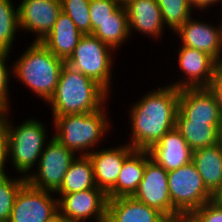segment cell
I'll list each match as a JSON object with an SVG mask.
<instances>
[{
  "label": "cell",
  "instance_id": "obj_28",
  "mask_svg": "<svg viewBox=\"0 0 222 222\" xmlns=\"http://www.w3.org/2000/svg\"><path fill=\"white\" fill-rule=\"evenodd\" d=\"M25 183L23 175L17 179L10 178L5 172L0 175V220L9 221L16 195Z\"/></svg>",
  "mask_w": 222,
  "mask_h": 222
},
{
  "label": "cell",
  "instance_id": "obj_21",
  "mask_svg": "<svg viewBox=\"0 0 222 222\" xmlns=\"http://www.w3.org/2000/svg\"><path fill=\"white\" fill-rule=\"evenodd\" d=\"M146 150H134L123 162L116 185L107 193L108 199L133 196L143 179Z\"/></svg>",
  "mask_w": 222,
  "mask_h": 222
},
{
  "label": "cell",
  "instance_id": "obj_20",
  "mask_svg": "<svg viewBox=\"0 0 222 222\" xmlns=\"http://www.w3.org/2000/svg\"><path fill=\"white\" fill-rule=\"evenodd\" d=\"M81 37L82 34L75 23L66 13L61 11L51 32L41 43L56 57L67 61Z\"/></svg>",
  "mask_w": 222,
  "mask_h": 222
},
{
  "label": "cell",
  "instance_id": "obj_32",
  "mask_svg": "<svg viewBox=\"0 0 222 222\" xmlns=\"http://www.w3.org/2000/svg\"><path fill=\"white\" fill-rule=\"evenodd\" d=\"M10 52L0 49V98L8 105V83L10 78V71L6 67V61ZM8 95V96H7Z\"/></svg>",
  "mask_w": 222,
  "mask_h": 222
},
{
  "label": "cell",
  "instance_id": "obj_6",
  "mask_svg": "<svg viewBox=\"0 0 222 222\" xmlns=\"http://www.w3.org/2000/svg\"><path fill=\"white\" fill-rule=\"evenodd\" d=\"M114 51L93 34L82 35L66 63L99 84L108 94Z\"/></svg>",
  "mask_w": 222,
  "mask_h": 222
},
{
  "label": "cell",
  "instance_id": "obj_4",
  "mask_svg": "<svg viewBox=\"0 0 222 222\" xmlns=\"http://www.w3.org/2000/svg\"><path fill=\"white\" fill-rule=\"evenodd\" d=\"M9 121L8 115L2 121L4 163L11 158L15 169L18 173L25 174L26 178L33 173H29L32 171L30 169L40 160L47 131L42 122L36 119H27L16 128Z\"/></svg>",
  "mask_w": 222,
  "mask_h": 222
},
{
  "label": "cell",
  "instance_id": "obj_16",
  "mask_svg": "<svg viewBox=\"0 0 222 222\" xmlns=\"http://www.w3.org/2000/svg\"><path fill=\"white\" fill-rule=\"evenodd\" d=\"M134 150L128 144L99 151L90 150L91 153L88 156L93 164L95 183L98 188L107 194L116 185L124 160Z\"/></svg>",
  "mask_w": 222,
  "mask_h": 222
},
{
  "label": "cell",
  "instance_id": "obj_18",
  "mask_svg": "<svg viewBox=\"0 0 222 222\" xmlns=\"http://www.w3.org/2000/svg\"><path fill=\"white\" fill-rule=\"evenodd\" d=\"M106 222H170V219L133 196H126L108 199Z\"/></svg>",
  "mask_w": 222,
  "mask_h": 222
},
{
  "label": "cell",
  "instance_id": "obj_34",
  "mask_svg": "<svg viewBox=\"0 0 222 222\" xmlns=\"http://www.w3.org/2000/svg\"><path fill=\"white\" fill-rule=\"evenodd\" d=\"M193 7L196 9H207V7H210L212 4H216L217 2H222V0H190ZM210 5V6H209Z\"/></svg>",
  "mask_w": 222,
  "mask_h": 222
},
{
  "label": "cell",
  "instance_id": "obj_29",
  "mask_svg": "<svg viewBox=\"0 0 222 222\" xmlns=\"http://www.w3.org/2000/svg\"><path fill=\"white\" fill-rule=\"evenodd\" d=\"M60 1L62 11L71 18L81 34H91L90 0Z\"/></svg>",
  "mask_w": 222,
  "mask_h": 222
},
{
  "label": "cell",
  "instance_id": "obj_33",
  "mask_svg": "<svg viewBox=\"0 0 222 222\" xmlns=\"http://www.w3.org/2000/svg\"><path fill=\"white\" fill-rule=\"evenodd\" d=\"M208 88L214 94L222 116V64H219L216 68L215 75Z\"/></svg>",
  "mask_w": 222,
  "mask_h": 222
},
{
  "label": "cell",
  "instance_id": "obj_30",
  "mask_svg": "<svg viewBox=\"0 0 222 222\" xmlns=\"http://www.w3.org/2000/svg\"><path fill=\"white\" fill-rule=\"evenodd\" d=\"M120 6L116 0H90L91 34Z\"/></svg>",
  "mask_w": 222,
  "mask_h": 222
},
{
  "label": "cell",
  "instance_id": "obj_27",
  "mask_svg": "<svg viewBox=\"0 0 222 222\" xmlns=\"http://www.w3.org/2000/svg\"><path fill=\"white\" fill-rule=\"evenodd\" d=\"M163 22L176 32L191 17L194 8L190 0H157Z\"/></svg>",
  "mask_w": 222,
  "mask_h": 222
},
{
  "label": "cell",
  "instance_id": "obj_38",
  "mask_svg": "<svg viewBox=\"0 0 222 222\" xmlns=\"http://www.w3.org/2000/svg\"><path fill=\"white\" fill-rule=\"evenodd\" d=\"M0 157H4V151H3V125H2V122H0Z\"/></svg>",
  "mask_w": 222,
  "mask_h": 222
},
{
  "label": "cell",
  "instance_id": "obj_13",
  "mask_svg": "<svg viewBox=\"0 0 222 222\" xmlns=\"http://www.w3.org/2000/svg\"><path fill=\"white\" fill-rule=\"evenodd\" d=\"M178 64L185 79L170 84L175 88H208L219 63L209 54L181 46L178 50Z\"/></svg>",
  "mask_w": 222,
  "mask_h": 222
},
{
  "label": "cell",
  "instance_id": "obj_39",
  "mask_svg": "<svg viewBox=\"0 0 222 222\" xmlns=\"http://www.w3.org/2000/svg\"><path fill=\"white\" fill-rule=\"evenodd\" d=\"M49 222H68L63 216H61L60 214H58L57 216H55L52 220H50Z\"/></svg>",
  "mask_w": 222,
  "mask_h": 222
},
{
  "label": "cell",
  "instance_id": "obj_10",
  "mask_svg": "<svg viewBox=\"0 0 222 222\" xmlns=\"http://www.w3.org/2000/svg\"><path fill=\"white\" fill-rule=\"evenodd\" d=\"M52 194L26 182L16 195L8 222H49L59 214L58 199Z\"/></svg>",
  "mask_w": 222,
  "mask_h": 222
},
{
  "label": "cell",
  "instance_id": "obj_31",
  "mask_svg": "<svg viewBox=\"0 0 222 222\" xmlns=\"http://www.w3.org/2000/svg\"><path fill=\"white\" fill-rule=\"evenodd\" d=\"M190 215L196 222H222V206L212 200L195 209Z\"/></svg>",
  "mask_w": 222,
  "mask_h": 222
},
{
  "label": "cell",
  "instance_id": "obj_25",
  "mask_svg": "<svg viewBox=\"0 0 222 222\" xmlns=\"http://www.w3.org/2000/svg\"><path fill=\"white\" fill-rule=\"evenodd\" d=\"M92 34L113 50L120 47L130 35L125 6H120L111 17L101 23Z\"/></svg>",
  "mask_w": 222,
  "mask_h": 222
},
{
  "label": "cell",
  "instance_id": "obj_5",
  "mask_svg": "<svg viewBox=\"0 0 222 222\" xmlns=\"http://www.w3.org/2000/svg\"><path fill=\"white\" fill-rule=\"evenodd\" d=\"M103 107L93 113L53 116L56 138L67 149L89 155L108 131L109 122ZM87 151V152H86Z\"/></svg>",
  "mask_w": 222,
  "mask_h": 222
},
{
  "label": "cell",
  "instance_id": "obj_2",
  "mask_svg": "<svg viewBox=\"0 0 222 222\" xmlns=\"http://www.w3.org/2000/svg\"><path fill=\"white\" fill-rule=\"evenodd\" d=\"M108 93L94 80L64 64L51 99L53 116L93 113L101 109Z\"/></svg>",
  "mask_w": 222,
  "mask_h": 222
},
{
  "label": "cell",
  "instance_id": "obj_8",
  "mask_svg": "<svg viewBox=\"0 0 222 222\" xmlns=\"http://www.w3.org/2000/svg\"><path fill=\"white\" fill-rule=\"evenodd\" d=\"M38 161L37 172L26 177V182L36 189L55 193L61 186L71 162L76 158L56 138L51 137Z\"/></svg>",
  "mask_w": 222,
  "mask_h": 222
},
{
  "label": "cell",
  "instance_id": "obj_24",
  "mask_svg": "<svg viewBox=\"0 0 222 222\" xmlns=\"http://www.w3.org/2000/svg\"><path fill=\"white\" fill-rule=\"evenodd\" d=\"M175 128L192 151L221 142V131L207 121L176 120Z\"/></svg>",
  "mask_w": 222,
  "mask_h": 222
},
{
  "label": "cell",
  "instance_id": "obj_11",
  "mask_svg": "<svg viewBox=\"0 0 222 222\" xmlns=\"http://www.w3.org/2000/svg\"><path fill=\"white\" fill-rule=\"evenodd\" d=\"M59 195V214L68 222H82L89 217H93L96 222H106L108 197L102 189L95 187Z\"/></svg>",
  "mask_w": 222,
  "mask_h": 222
},
{
  "label": "cell",
  "instance_id": "obj_9",
  "mask_svg": "<svg viewBox=\"0 0 222 222\" xmlns=\"http://www.w3.org/2000/svg\"><path fill=\"white\" fill-rule=\"evenodd\" d=\"M133 197L156 209L168 219L182 215L171 202L168 171L151 159L148 150H146V168L143 179Z\"/></svg>",
  "mask_w": 222,
  "mask_h": 222
},
{
  "label": "cell",
  "instance_id": "obj_17",
  "mask_svg": "<svg viewBox=\"0 0 222 222\" xmlns=\"http://www.w3.org/2000/svg\"><path fill=\"white\" fill-rule=\"evenodd\" d=\"M150 157L166 171H173L192 161V150L176 129L167 132L148 150Z\"/></svg>",
  "mask_w": 222,
  "mask_h": 222
},
{
  "label": "cell",
  "instance_id": "obj_7",
  "mask_svg": "<svg viewBox=\"0 0 222 222\" xmlns=\"http://www.w3.org/2000/svg\"><path fill=\"white\" fill-rule=\"evenodd\" d=\"M168 184L172 205L182 215H190L195 209L213 199L192 161L169 171Z\"/></svg>",
  "mask_w": 222,
  "mask_h": 222
},
{
  "label": "cell",
  "instance_id": "obj_41",
  "mask_svg": "<svg viewBox=\"0 0 222 222\" xmlns=\"http://www.w3.org/2000/svg\"><path fill=\"white\" fill-rule=\"evenodd\" d=\"M121 6H126L132 0H116Z\"/></svg>",
  "mask_w": 222,
  "mask_h": 222
},
{
  "label": "cell",
  "instance_id": "obj_36",
  "mask_svg": "<svg viewBox=\"0 0 222 222\" xmlns=\"http://www.w3.org/2000/svg\"><path fill=\"white\" fill-rule=\"evenodd\" d=\"M9 105H7L1 98H0V122H2L6 115L8 114Z\"/></svg>",
  "mask_w": 222,
  "mask_h": 222
},
{
  "label": "cell",
  "instance_id": "obj_19",
  "mask_svg": "<svg viewBox=\"0 0 222 222\" xmlns=\"http://www.w3.org/2000/svg\"><path fill=\"white\" fill-rule=\"evenodd\" d=\"M128 28L152 37H161L164 26L157 0H132L126 6Z\"/></svg>",
  "mask_w": 222,
  "mask_h": 222
},
{
  "label": "cell",
  "instance_id": "obj_3",
  "mask_svg": "<svg viewBox=\"0 0 222 222\" xmlns=\"http://www.w3.org/2000/svg\"><path fill=\"white\" fill-rule=\"evenodd\" d=\"M65 63L66 61L56 57L41 42L33 41L12 65L11 71L22 84L48 102L55 92Z\"/></svg>",
  "mask_w": 222,
  "mask_h": 222
},
{
  "label": "cell",
  "instance_id": "obj_40",
  "mask_svg": "<svg viewBox=\"0 0 222 222\" xmlns=\"http://www.w3.org/2000/svg\"><path fill=\"white\" fill-rule=\"evenodd\" d=\"M5 163H4V157H0V175L3 174L5 171Z\"/></svg>",
  "mask_w": 222,
  "mask_h": 222
},
{
  "label": "cell",
  "instance_id": "obj_22",
  "mask_svg": "<svg viewBox=\"0 0 222 222\" xmlns=\"http://www.w3.org/2000/svg\"><path fill=\"white\" fill-rule=\"evenodd\" d=\"M192 162L205 187L214 195L222 184V143L193 151Z\"/></svg>",
  "mask_w": 222,
  "mask_h": 222
},
{
  "label": "cell",
  "instance_id": "obj_14",
  "mask_svg": "<svg viewBox=\"0 0 222 222\" xmlns=\"http://www.w3.org/2000/svg\"><path fill=\"white\" fill-rule=\"evenodd\" d=\"M61 9L60 0H22L18 6L19 28L37 33L41 42L51 32Z\"/></svg>",
  "mask_w": 222,
  "mask_h": 222
},
{
  "label": "cell",
  "instance_id": "obj_1",
  "mask_svg": "<svg viewBox=\"0 0 222 222\" xmlns=\"http://www.w3.org/2000/svg\"><path fill=\"white\" fill-rule=\"evenodd\" d=\"M180 90L163 86L148 92L131 107V142L135 150H149L176 126Z\"/></svg>",
  "mask_w": 222,
  "mask_h": 222
},
{
  "label": "cell",
  "instance_id": "obj_23",
  "mask_svg": "<svg viewBox=\"0 0 222 222\" xmlns=\"http://www.w3.org/2000/svg\"><path fill=\"white\" fill-rule=\"evenodd\" d=\"M97 187L93 164L88 155L75 158L67 170L60 188L55 194H70Z\"/></svg>",
  "mask_w": 222,
  "mask_h": 222
},
{
  "label": "cell",
  "instance_id": "obj_35",
  "mask_svg": "<svg viewBox=\"0 0 222 222\" xmlns=\"http://www.w3.org/2000/svg\"><path fill=\"white\" fill-rule=\"evenodd\" d=\"M170 222H196V220L191 215H179L170 219Z\"/></svg>",
  "mask_w": 222,
  "mask_h": 222
},
{
  "label": "cell",
  "instance_id": "obj_12",
  "mask_svg": "<svg viewBox=\"0 0 222 222\" xmlns=\"http://www.w3.org/2000/svg\"><path fill=\"white\" fill-rule=\"evenodd\" d=\"M176 120L207 121L222 130V116L209 88L180 89Z\"/></svg>",
  "mask_w": 222,
  "mask_h": 222
},
{
  "label": "cell",
  "instance_id": "obj_26",
  "mask_svg": "<svg viewBox=\"0 0 222 222\" xmlns=\"http://www.w3.org/2000/svg\"><path fill=\"white\" fill-rule=\"evenodd\" d=\"M11 0H0V49L10 52L19 28L18 7Z\"/></svg>",
  "mask_w": 222,
  "mask_h": 222
},
{
  "label": "cell",
  "instance_id": "obj_15",
  "mask_svg": "<svg viewBox=\"0 0 222 222\" xmlns=\"http://www.w3.org/2000/svg\"><path fill=\"white\" fill-rule=\"evenodd\" d=\"M176 32L181 38V46L207 53L222 64V22L216 27L190 17Z\"/></svg>",
  "mask_w": 222,
  "mask_h": 222
},
{
  "label": "cell",
  "instance_id": "obj_37",
  "mask_svg": "<svg viewBox=\"0 0 222 222\" xmlns=\"http://www.w3.org/2000/svg\"><path fill=\"white\" fill-rule=\"evenodd\" d=\"M216 204L222 206V184L221 187L215 192L212 199Z\"/></svg>",
  "mask_w": 222,
  "mask_h": 222
}]
</instances>
